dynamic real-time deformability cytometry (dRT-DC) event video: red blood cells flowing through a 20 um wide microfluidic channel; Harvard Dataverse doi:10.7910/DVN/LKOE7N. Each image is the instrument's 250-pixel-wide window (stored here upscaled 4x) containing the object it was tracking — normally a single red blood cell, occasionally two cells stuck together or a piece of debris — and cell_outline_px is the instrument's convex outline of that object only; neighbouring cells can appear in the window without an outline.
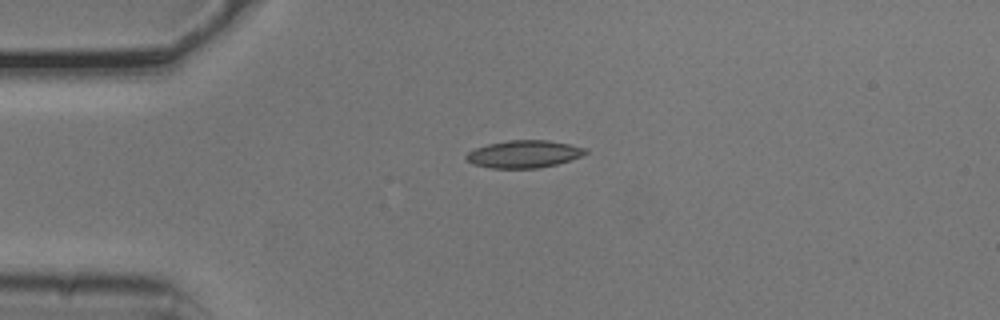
{"species": "common noctule bat (a hibernating species)", "species_latin": "Nyctalus noctula", "temperature_condition": "cold", "stored_images_in_passage": 4, "camera_frame_rate_fps": 3000, "um_per_image_px": 0.085, "animal": {"sex": "male", "body_mass_g": 20.5, "forearm_length_mm": 52.5}, "frame": {"image": 1, "passage_image": 1, "time_ms": 0.0, "image_size_px": [1000, 320], "cell_outline_px": [[588, 152], [580, 156], [556, 164], [536, 168], [488, 168], [476, 164], [468, 160], [464, 156], [468, 152], [476, 148], [488, 144], [508, 140], [548, 140], [588, 148]], "centroid_in_image_um": [44.53, 13.09], "position_along_channel_um": 40.5, "area_um2": 18.84}}
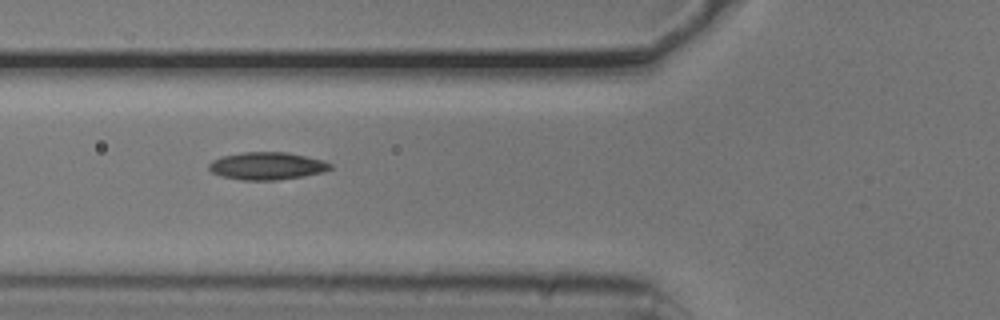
{"frame": {"image": 2, "passage_image": 3, "time_ms": 0.667, "image_size_px": [1000, 320], "cell_outline_px": [[332, 168], [324, 172], [304, 176], [276, 180], [244, 180], [220, 176], [212, 172], [208, 168], [208, 164], [212, 160], [220, 156], [244, 152], [288, 152], [324, 160], [332, 164]], "centroid_in_image_um": [22.7, 14.1], "position_along_channel_um": 103.1, "area_um2": 19.65}}
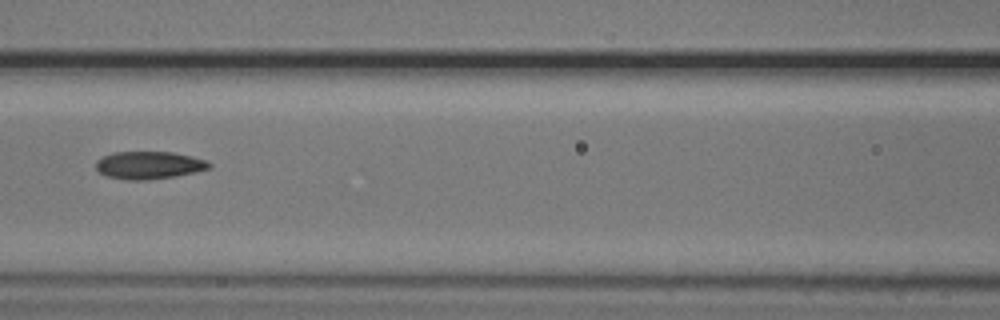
{"frame": {"image": 3, "passage_image": 4, "time_ms": 1.0, "image_size_px": [1000, 320], "cell_outline_px": [[212, 168], [196, 172], [176, 176], [148, 180], [124, 180], [108, 176], [100, 172], [96, 168], [96, 160], [112, 152], [172, 152], [192, 156], [204, 160], [212, 164]], "centroid_in_image_um": [12.68, 14.04], "position_along_channel_um": 153.9, "area_um2": 18.32}}